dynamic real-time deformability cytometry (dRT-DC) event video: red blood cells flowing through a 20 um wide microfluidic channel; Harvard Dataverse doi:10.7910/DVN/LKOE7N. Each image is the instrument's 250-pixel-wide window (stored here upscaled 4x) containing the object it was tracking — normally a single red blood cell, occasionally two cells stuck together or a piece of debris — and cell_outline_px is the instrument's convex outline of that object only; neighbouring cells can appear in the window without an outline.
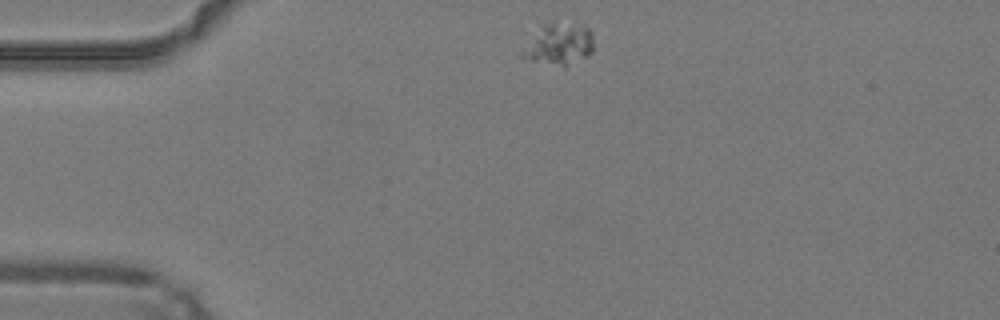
{"species": "common noctule bat (a hibernating species)", "species_latin": "Nyctalus noctula", "temperature_condition": "warm", "stored_images_in_passage": 32, "camera_frame_rate_fps": 3000, "um_per_image_px": 0.085, "animal": {"sex": "male", "body_mass_g": 19.2, "forearm_length_mm": 51.8}, "frame": {"image": 1, "passage_image": 1, "time_ms": 0.0, "image_size_px": [1000, 320], "cell_outline_px": [[592, 52], [588, 56], [564, 68], [532, 60], [520, 56], [520, 52], [544, 24], [584, 24], [592, 32]], "centroid_in_image_um": [47.56, 3.8], "position_along_channel_um": 37.4, "area_um2": 16.99}}
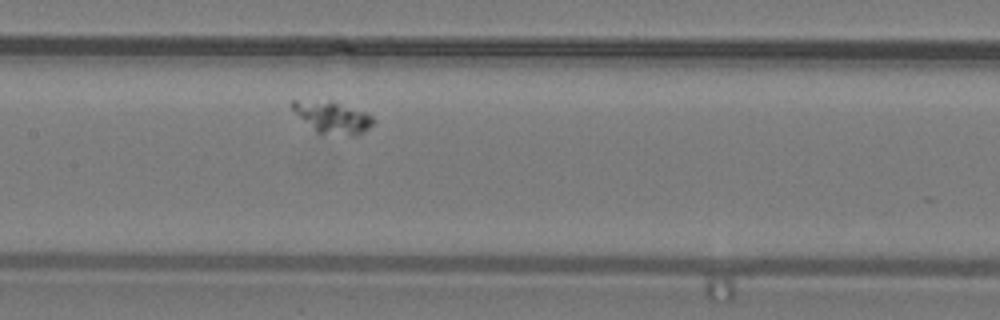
{"frame": {"image": 2, "passage_image": 15, "time_ms": 4.667, "image_size_px": [1000, 320], "cell_outline_px": [[376, 120], [368, 128], [356, 136], [352, 136], [316, 132], [292, 108], [292, 100], [332, 100], [364, 112], [372, 116]], "centroid_in_image_um": [28.29, 9.96], "position_along_channel_um": 179.1, "area_um2": 14.8}}
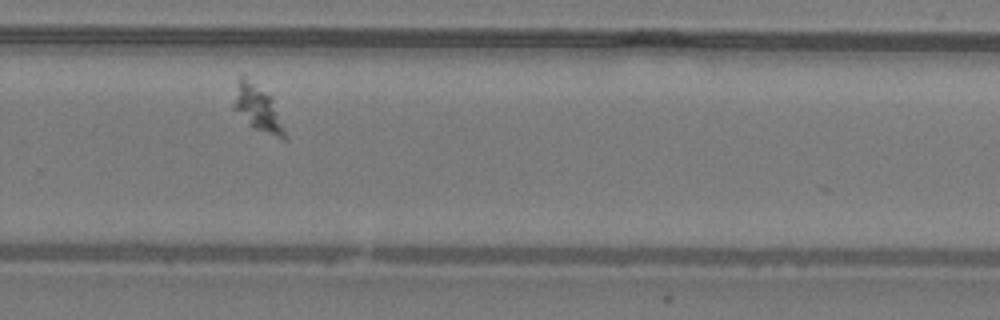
{"frame": {"image": 3, "passage_image": 25, "time_ms": 8.0, "image_size_px": [1000, 320], "cell_outline_px": [[288, 140], [284, 140], [252, 128], [232, 108], [232, 104], [236, 84], [240, 72], [244, 72], [272, 96], [288, 136]], "centroid_in_image_um": [21.89, 9.15], "position_along_channel_um": 307.9, "area_um2": 14.62}}